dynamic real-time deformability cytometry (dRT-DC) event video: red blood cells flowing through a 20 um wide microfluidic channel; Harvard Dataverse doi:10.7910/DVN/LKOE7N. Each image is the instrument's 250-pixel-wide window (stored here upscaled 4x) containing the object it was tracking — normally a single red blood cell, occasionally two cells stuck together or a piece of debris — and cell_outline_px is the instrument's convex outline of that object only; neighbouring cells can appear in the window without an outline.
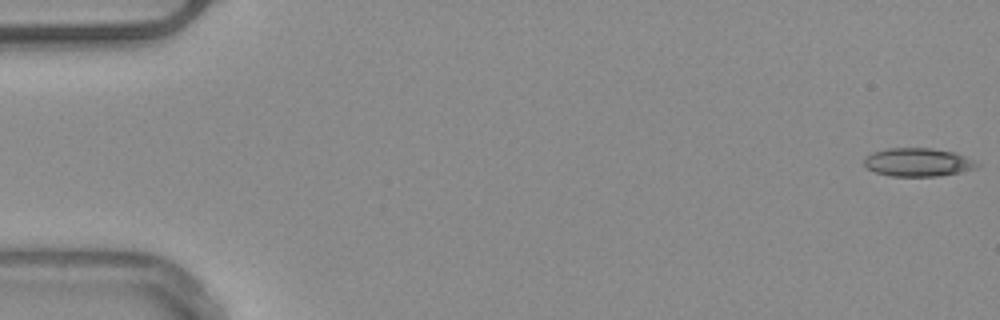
{"species": "common noctule bat (a hibernating species)", "species_latin": "Nyctalus noctula", "temperature_condition": "warm", "stored_images_in_passage": 52, "camera_frame_rate_fps": 3000, "um_per_image_px": 0.085, "animal": {"sex": "male", "body_mass_g": 20.4}, "frame": {"image": 1, "passage_image": 1, "time_ms": 0.0, "image_size_px": [1000, 320], "cell_outline_px": [[964, 164], [956, 172], [932, 176], [896, 176], [876, 172], [868, 168], [864, 164], [864, 160], [868, 156], [876, 152], [896, 148], [924, 148], [948, 152], [960, 156]], "centroid_in_image_um": [77.66, 13.79], "position_along_channel_um": 7.3, "area_um2": 16.36}}
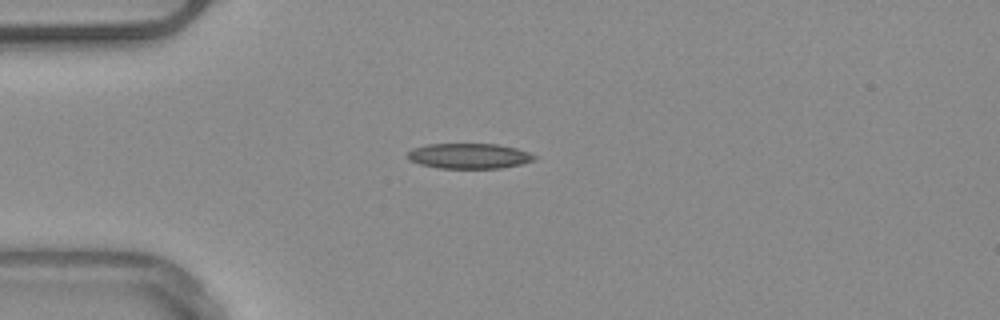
{"frame": {"image": 2, "passage_image": 14, "time_ms": 4.333, "image_size_px": [1000, 320], "cell_outline_px": [[532, 160], [516, 164], [496, 168], [444, 168], [424, 164], [412, 160], [408, 156], [408, 152], [416, 148], [432, 144], [492, 144], [512, 148], [524, 152], [532, 156]], "centroid_in_image_um": [39.8, 13.25], "position_along_channel_um": 45.2, "area_um2": 17.46}}
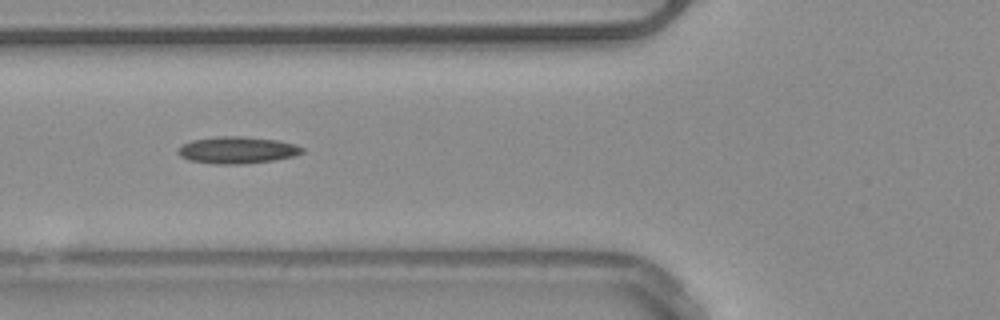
{"frame": {"image": 3, "passage_image": 20, "time_ms": 6.333, "image_size_px": [1000, 320], "cell_outline_px": [[300, 152], [288, 156], [268, 160], [192, 160], [184, 156], [180, 152], [180, 148], [184, 144], [196, 140], [272, 140], [292, 144], [300, 148]], "centroid_in_image_um": [20.19, 12.75], "position_along_channel_um": 105.6, "area_um2": 15.26}}